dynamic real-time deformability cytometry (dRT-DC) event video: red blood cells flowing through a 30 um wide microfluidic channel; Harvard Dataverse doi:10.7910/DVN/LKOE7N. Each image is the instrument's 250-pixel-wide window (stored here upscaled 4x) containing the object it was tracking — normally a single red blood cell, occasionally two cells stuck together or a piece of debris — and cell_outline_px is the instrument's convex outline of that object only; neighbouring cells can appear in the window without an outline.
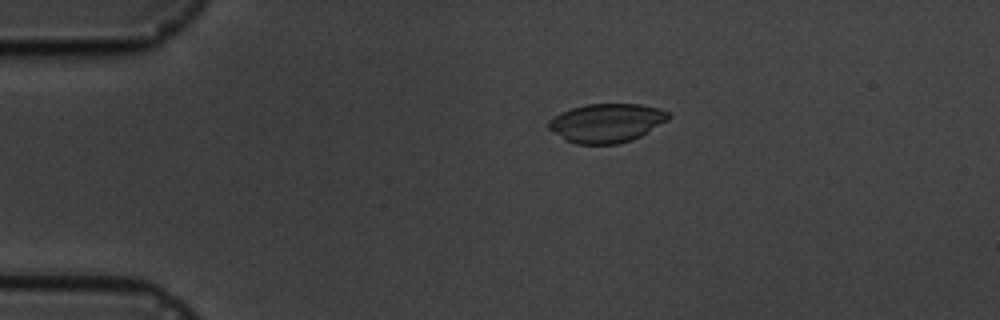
{"species": "common noctule bat (a hibernating species)", "species_latin": "Nyctalus noctula", "temperature_condition": "cold", "stored_images_in_passage": 6, "camera_frame_rate_fps": 3000, "um_per_image_px": 0.085, "animal": {"sex": "male", "body_mass_g": 19.5, "forearm_length_mm": 54.6}, "frame": {"image": 1, "passage_image": 4, "time_ms": 3.667, "image_size_px": [1000, 320], "cell_outline_px": [[672, 116], [668, 120], [640, 136], [632, 140], [616, 144], [576, 144], [564, 140], [548, 128], [548, 120], [572, 108], [588, 104], [640, 104], [660, 108], [672, 112]], "centroid_in_image_um": [51.6, 10.45], "position_along_channel_um": 33.4, "area_um2": 27.17}}
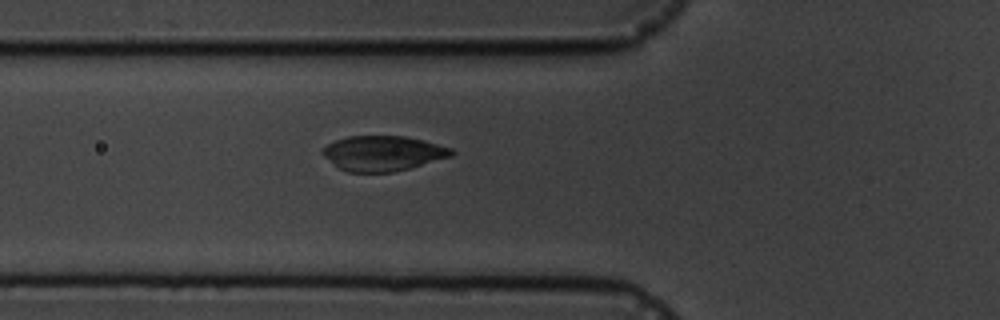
{"frame": {"image": 2, "passage_image": 6, "time_ms": 6.667, "image_size_px": [1000, 320], "cell_outline_px": [[456, 152], [452, 156], [408, 168], [392, 172], [348, 172], [340, 168], [324, 156], [320, 152], [320, 148], [336, 140], [348, 136], [404, 136], [424, 140], [452, 148]], "centroid_in_image_um": [32.55, 13.02], "position_along_channel_um": 93.3, "area_um2": 26.24}}